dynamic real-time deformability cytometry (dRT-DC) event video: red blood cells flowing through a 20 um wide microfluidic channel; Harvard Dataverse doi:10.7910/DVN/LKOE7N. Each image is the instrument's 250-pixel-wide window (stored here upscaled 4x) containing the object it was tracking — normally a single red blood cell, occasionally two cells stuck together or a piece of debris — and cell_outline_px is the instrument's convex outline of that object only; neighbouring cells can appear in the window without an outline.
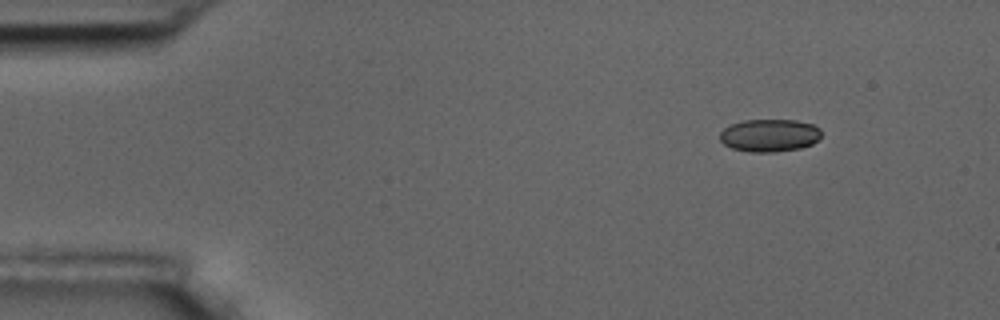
{"species": "common noctule bat (a hibernating species)", "species_latin": "Nyctalus noctula", "temperature_condition": "room temperature", "stored_images_in_passage": 4, "camera_frame_rate_fps": 3000, "um_per_image_px": 0.085, "animal": {"sex": "male", "body_mass_g": 17.5, "forearm_length_mm": 52.3}, "frame": {"image": 1, "passage_image": 1, "time_ms": 0.0, "image_size_px": [1000, 320], "cell_outline_px": [[820, 136], [812, 144], [800, 148], [776, 152], [748, 152], [732, 148], [724, 144], [720, 140], [720, 132], [724, 128], [732, 124], [744, 120], [796, 120], [812, 124], [820, 128]], "centroid_in_image_um": [65.39, 11.51], "position_along_channel_um": 19.6, "area_um2": 19.31}}
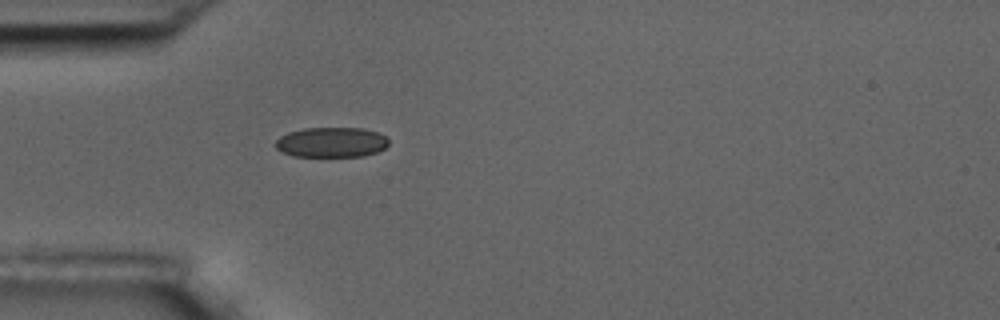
{"frame": {"image": 2, "passage_image": 4, "time_ms": 3.333, "image_size_px": [1000, 320], "cell_outline_px": [[388, 144], [384, 148], [376, 152], [364, 156], [292, 156], [276, 148], [276, 140], [280, 136], [288, 132], [304, 128], [364, 128], [376, 132], [384, 136], [388, 140]], "centroid_in_image_um": [28.16, 12.09], "position_along_channel_um": 56.8, "area_um2": 19.71}}